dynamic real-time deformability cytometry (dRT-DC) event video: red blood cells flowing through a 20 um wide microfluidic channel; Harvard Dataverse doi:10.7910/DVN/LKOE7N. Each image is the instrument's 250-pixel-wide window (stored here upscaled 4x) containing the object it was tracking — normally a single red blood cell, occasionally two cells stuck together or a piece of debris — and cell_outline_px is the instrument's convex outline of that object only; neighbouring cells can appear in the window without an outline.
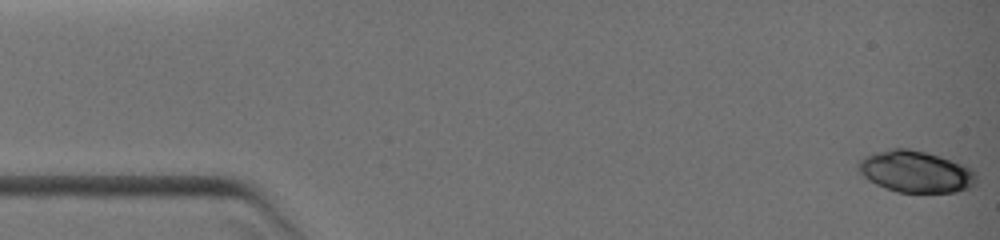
{"species": "common noctule bat (a hibernating species)", "species_latin": "Nyctalus noctula", "temperature_condition": "warm", "stored_images_in_passage": 9, "camera_frame_rate_fps": 3000, "um_per_image_px": 0.085, "animal": {"sex": "female", "body_mass_g": 19.0, "forearm_length_mm": 51.5}, "frame": {"image": 1, "passage_image": 1, "time_ms": 0.0, "image_size_px": [1000, 240], "cell_outline_px": [[976, 184], [972, 188], [956, 192], [896, 192], [876, 184], [868, 180], [856, 168], [856, 164], [864, 156], [872, 152], [892, 148], [908, 148], [940, 156], [964, 164], [972, 168], [976, 172]], "centroid_in_image_um": [77.84, 14.58], "position_along_channel_um": 7.2, "area_um2": 29.02}}
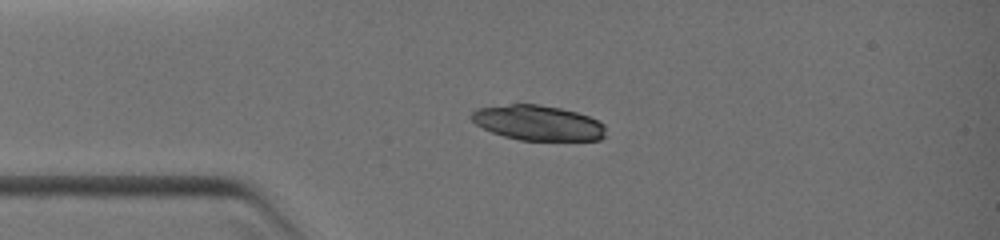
{"frame": {"image": 2, "passage_image": 9, "time_ms": 3.0, "image_size_px": [1000, 240], "cell_outline_px": [[604, 136], [600, 140], [520, 140], [504, 136], [492, 132], [476, 124], [472, 120], [472, 112], [476, 108], [512, 104], [536, 104], [560, 108], [576, 112], [588, 116], [604, 124]], "centroid_in_image_um": [45.72, 10.44], "position_along_channel_um": 39.3, "area_um2": 27.17}}